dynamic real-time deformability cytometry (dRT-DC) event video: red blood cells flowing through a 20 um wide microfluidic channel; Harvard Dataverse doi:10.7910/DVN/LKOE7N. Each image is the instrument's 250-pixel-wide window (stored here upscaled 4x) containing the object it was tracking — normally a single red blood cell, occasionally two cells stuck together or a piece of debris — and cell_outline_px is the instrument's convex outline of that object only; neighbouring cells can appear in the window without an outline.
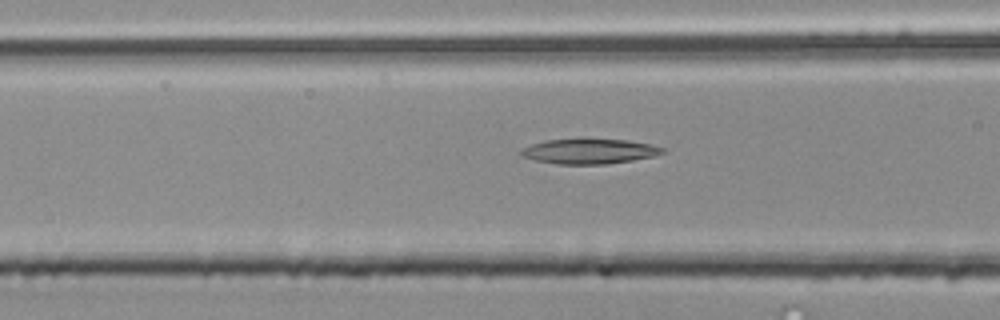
{"species": "common noctule bat (a hibernating species)", "species_latin": "Nyctalus noctula", "temperature_condition": "room temperature", "stored_images_in_passage": 45, "camera_frame_rate_fps": 3000, "um_per_image_px": 0.085, "animal": {"sex": "male", "body_mass_g": 20.4}, "frame": {"image": 1, "passage_image": 18, "time_ms": 5.667, "image_size_px": [1000, 320], "cell_outline_px": [[668, 152], [652, 156], [632, 160], [608, 164], [556, 164], [536, 160], [520, 156], [520, 148], [544, 140], [580, 136], [628, 140], [652, 144], [664, 148]], "centroid_in_image_um": [50.07, 12.81], "position_along_channel_um": 116.5, "area_um2": 21.68}}
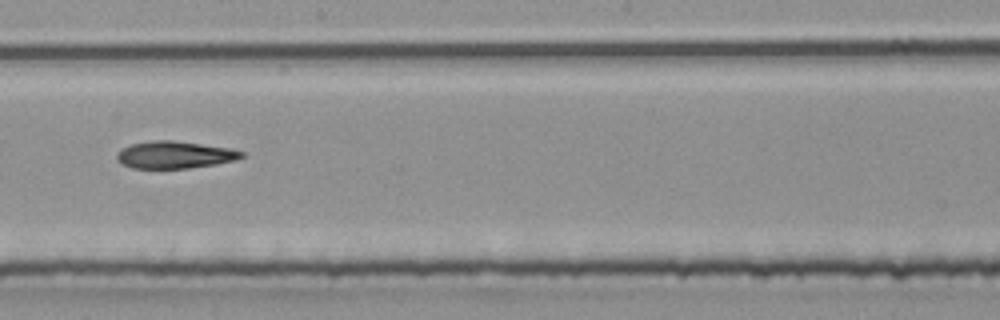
{"frame": {"image": 2, "passage_image": 27, "time_ms": 8.667, "image_size_px": [1000, 320], "cell_outline_px": [[244, 156], [236, 160], [216, 164], [188, 168], [132, 168], [116, 160], [116, 156], [124, 148], [132, 144], [152, 140], [172, 140], [228, 148], [244, 152]], "centroid_in_image_um": [14.86, 13.16], "position_along_channel_um": 233.3, "area_um2": 19.48}}
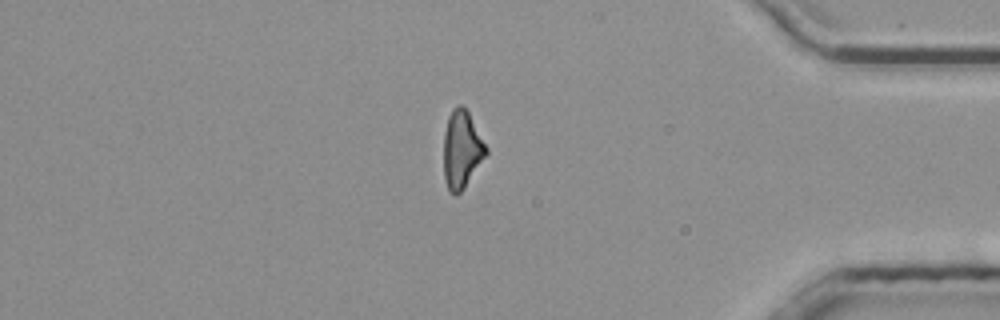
{"frame": {"image": 3, "passage_image": 42, "time_ms": 13.667, "image_size_px": [1000, 320], "cell_outline_px": [[488, 152], [464, 188], [456, 196], [448, 188], [444, 176], [444, 132], [448, 116], [452, 108], [460, 104], [468, 112], [488, 148]], "centroid_in_image_um": [39.24, 12.69], "position_along_channel_um": 396.0, "area_um2": 18.96}}